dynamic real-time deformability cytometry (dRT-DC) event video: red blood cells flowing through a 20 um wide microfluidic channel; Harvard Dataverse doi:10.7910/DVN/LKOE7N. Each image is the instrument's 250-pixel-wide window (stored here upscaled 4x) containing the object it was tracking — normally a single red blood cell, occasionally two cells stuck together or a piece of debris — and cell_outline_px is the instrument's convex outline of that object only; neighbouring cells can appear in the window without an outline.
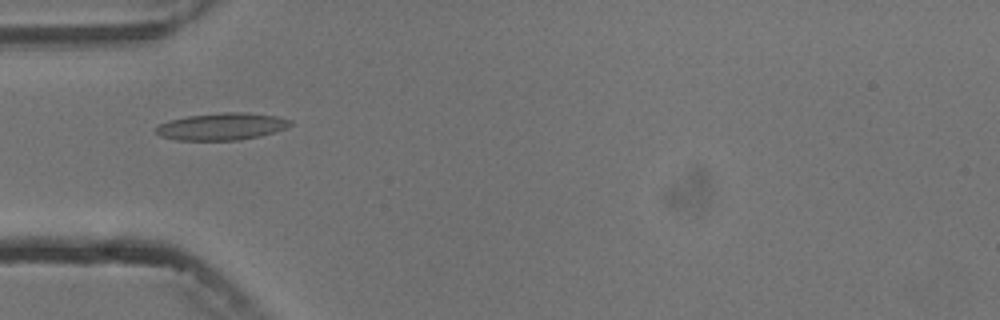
{"species": "common noctule bat (a hibernating species)", "species_latin": "Nyctalus noctula", "temperature_condition": "cold", "stored_images_in_passage": 4, "camera_frame_rate_fps": 3000, "um_per_image_px": 0.085, "animal": {"sex": "male", "body_mass_g": 13.3}, "frame": {"image": 1, "passage_image": 1, "time_ms": 0.0, "image_size_px": [1000, 320], "cell_outline_px": [[292, 124], [288, 128], [260, 136], [240, 140], [176, 140], [160, 136], [152, 128], [168, 120], [188, 116], [224, 112], [244, 112], [276, 116], [292, 120]], "centroid_in_image_um": [18.84, 10.75], "position_along_channel_um": 66.2, "area_um2": 21.39}}
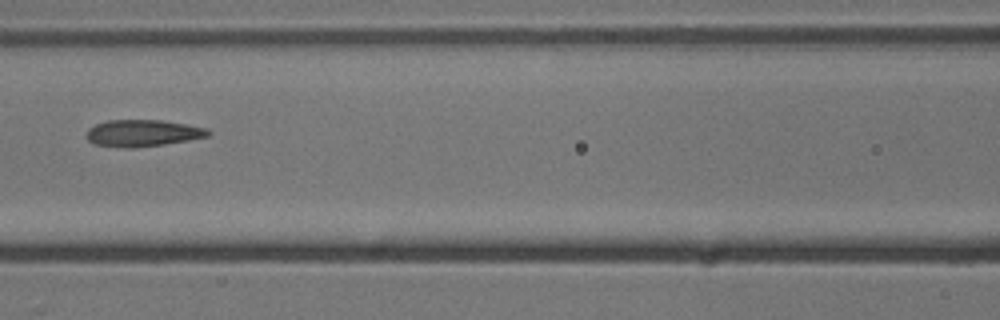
{"frame": {"image": 2, "passage_image": 3, "time_ms": 2.333, "image_size_px": [1000, 320], "cell_outline_px": [[212, 132], [208, 136], [188, 140], [164, 144], [132, 148], [128, 148], [96, 144], [88, 140], [84, 136], [88, 128], [96, 124], [108, 120], [164, 120], [188, 124], [208, 128]], "centroid_in_image_um": [12.14, 11.3], "position_along_channel_um": 154.5, "area_um2": 19.07}}
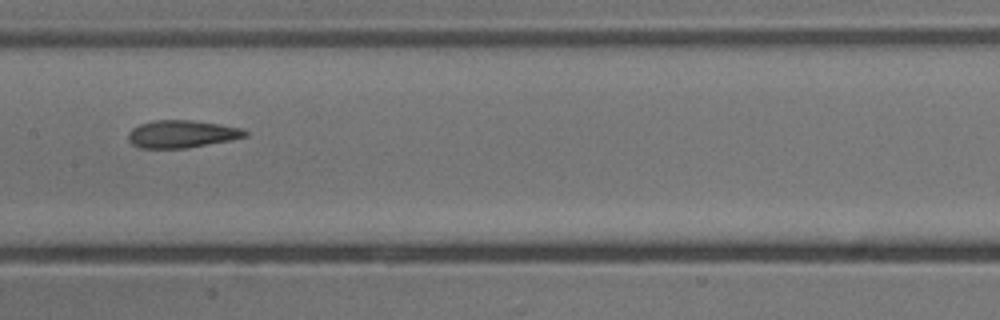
{"frame": {"image": 3, "passage_image": 4, "time_ms": 3.333, "image_size_px": [1000, 320], "cell_outline_px": [[248, 136], [232, 140], [188, 148], [140, 148], [132, 144], [128, 140], [128, 132], [132, 128], [140, 124], [152, 120], [192, 120], [244, 128], [248, 132]], "centroid_in_image_um": [15.47, 11.39], "position_along_channel_um": 191.9, "area_um2": 18.96}}